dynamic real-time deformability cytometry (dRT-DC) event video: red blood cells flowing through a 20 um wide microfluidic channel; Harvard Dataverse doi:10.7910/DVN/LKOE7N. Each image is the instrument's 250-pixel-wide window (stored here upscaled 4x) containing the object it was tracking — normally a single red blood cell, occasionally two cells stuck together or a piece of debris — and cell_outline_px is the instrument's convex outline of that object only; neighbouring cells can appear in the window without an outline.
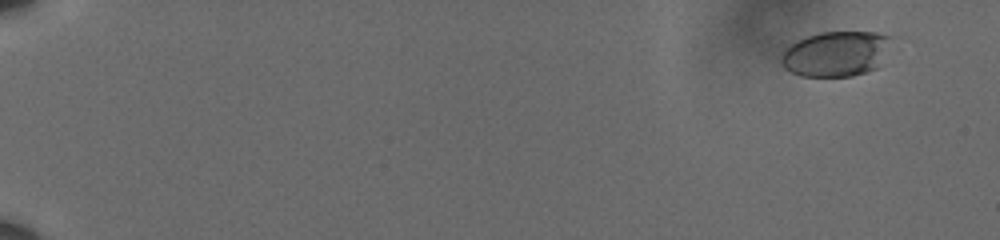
{"species": "human", "species_latin": "Homo sapiens", "temperature_condition": "cold", "stored_images_in_passage": 48, "camera_frame_rate_fps": 3000, "um_per_image_px": 0.085, "donor": {"sex": "male"}, "frame": {"image": 1, "passage_image": 3, "time_ms": 0.667, "image_size_px": [1000, 240], "cell_outline_px": [[892, 36], [876, 68], [852, 76], [800, 76], [784, 68], [780, 64], [780, 56], [784, 48], [808, 36], [820, 32], [876, 32]], "centroid_in_image_um": [70.98, 4.57], "position_along_channel_um": 14.0, "area_um2": 28.67}}
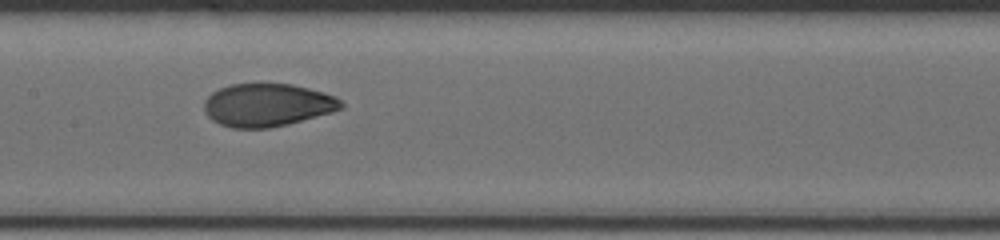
{"frame": {"image": 2, "passage_image": 23, "time_ms": 7.333, "image_size_px": [1000, 240], "cell_outline_px": [[344, 108], [332, 112], [288, 124], [268, 128], [232, 128], [220, 124], [212, 120], [208, 116], [204, 108], [204, 100], [212, 92], [228, 84], [292, 84], [324, 92], [336, 96], [344, 104]], "centroid_in_image_um": [22.73, 8.92], "position_along_channel_um": 184.7, "area_um2": 34.33}}
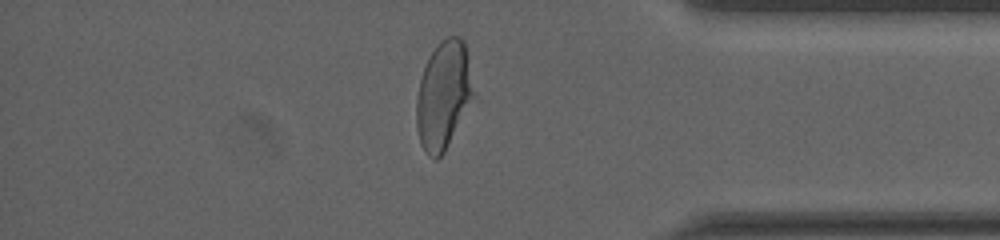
{"frame": {"image": 3, "passage_image": 42, "time_ms": 13.667, "image_size_px": [1000, 240], "cell_outline_px": [[472, 92], [444, 152], [436, 160], [420, 144], [416, 124], [416, 100], [420, 80], [428, 56], [440, 40], [448, 36], [460, 36], [464, 40]], "centroid_in_image_um": [37.61, 8.03], "position_along_channel_um": 397.6, "area_um2": 34.22}, "authors_computed_cell_mechanics": {"area_um2": 34.391, "velocity_mm_per_s": 3.5985, "shape_relaxation_time_tau1_ms": 4.4768, "shape_relaxation_time_tau2_ms": 0.7295, "deformation_change_tau1": 0.1915, "deformation_change_tau2": 0.0433}}